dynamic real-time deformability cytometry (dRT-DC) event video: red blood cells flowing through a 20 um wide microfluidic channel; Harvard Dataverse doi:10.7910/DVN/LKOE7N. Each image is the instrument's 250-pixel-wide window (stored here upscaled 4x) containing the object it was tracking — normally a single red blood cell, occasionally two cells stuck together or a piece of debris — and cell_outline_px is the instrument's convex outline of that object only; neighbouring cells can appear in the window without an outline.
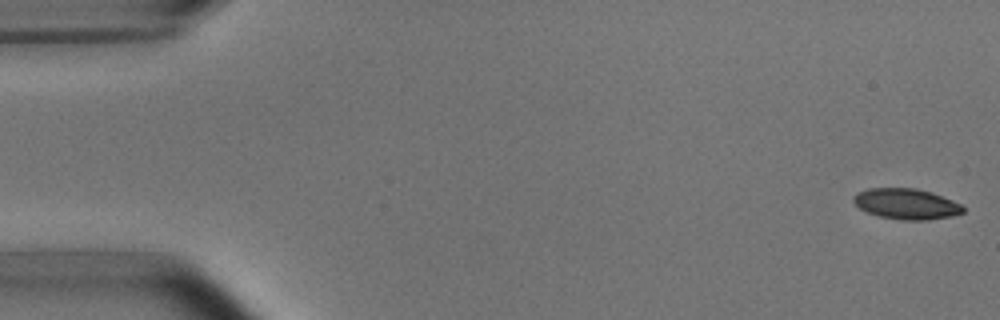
{"species": "common noctule bat (a hibernating species)", "species_latin": "Nyctalus noctula", "temperature_condition": "room temperature", "stored_images_in_passage": 4, "camera_frame_rate_fps": 3000, "um_per_image_px": 0.085, "animal": {"sex": "male", "body_mass_g": 15.6}, "frame": {"image": 1, "passage_image": 1, "time_ms": 0.0, "image_size_px": [1000, 320], "cell_outline_px": [[964, 212], [952, 216], [928, 220], [900, 220], [880, 216], [868, 212], [860, 208], [852, 200], [852, 196], [856, 192], [868, 188], [916, 188], [932, 192], [952, 200], [960, 204], [964, 208]], "centroid_in_image_um": [77.03, 17.32], "position_along_channel_um": 8.0, "area_um2": 19.65}}